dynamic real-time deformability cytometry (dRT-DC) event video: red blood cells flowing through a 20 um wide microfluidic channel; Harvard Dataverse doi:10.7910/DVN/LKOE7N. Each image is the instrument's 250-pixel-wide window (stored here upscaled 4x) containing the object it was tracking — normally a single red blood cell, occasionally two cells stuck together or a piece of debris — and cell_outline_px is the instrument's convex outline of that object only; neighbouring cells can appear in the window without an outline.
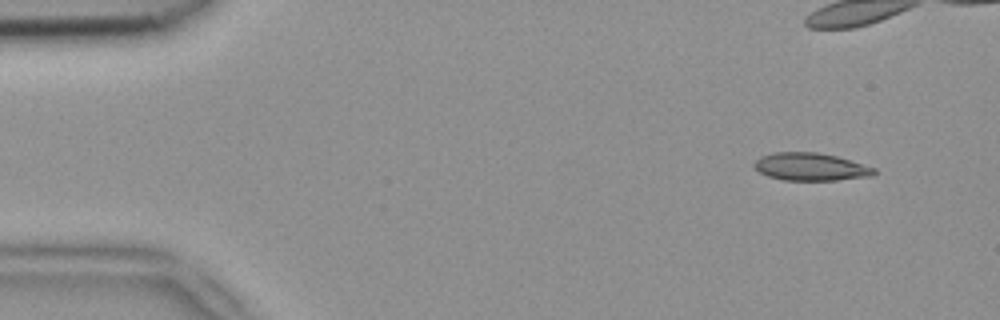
{"species": "common noctule bat (a hibernating species)", "species_latin": "Nyctalus noctula", "temperature_condition": "room temperature", "stored_images_in_passage": 11, "camera_frame_rate_fps": 3000, "um_per_image_px": 0.085, "animal": {"sex": "female", "body_mass_g": 18.4}, "frame": {"image": 1, "passage_image": 4, "time_ms": 1.0, "image_size_px": [1000, 320], "cell_outline_px": [[876, 172], [872, 176], [836, 180], [784, 180], [768, 176], [760, 172], [752, 164], [760, 156], [772, 152], [816, 152], [836, 156], [876, 168]], "centroid_in_image_um": [68.89, 14.17], "position_along_channel_um": 16.1, "area_um2": 19.31}}